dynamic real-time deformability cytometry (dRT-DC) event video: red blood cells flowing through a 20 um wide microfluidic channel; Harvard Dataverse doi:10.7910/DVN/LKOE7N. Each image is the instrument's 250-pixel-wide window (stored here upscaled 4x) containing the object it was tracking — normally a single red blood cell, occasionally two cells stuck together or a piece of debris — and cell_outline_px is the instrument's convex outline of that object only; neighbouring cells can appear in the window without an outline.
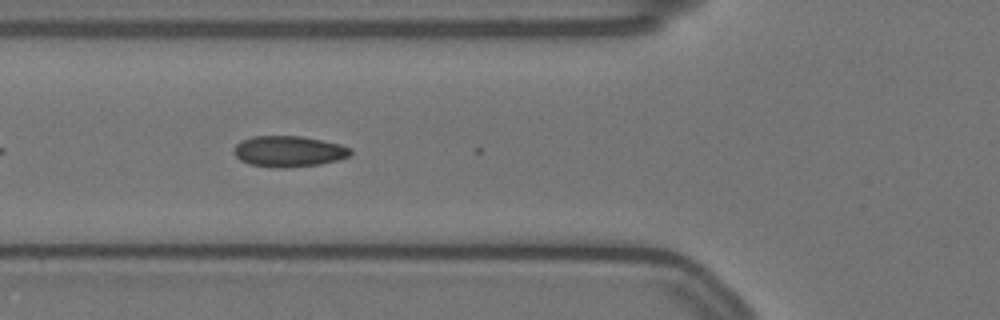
{"species": "Egyptian fruit bat (a non-hibernating species)", "species_latin": "Rousettus aegyptiacus", "temperature_condition": "warm", "stored_images_in_passage": 11, "camera_frame_rate_fps": 3000, "um_per_image_px": 0.085, "animal": {"sex": "female"}, "frame": {"image": 1, "passage_image": 3, "time_ms": 0.667, "image_size_px": [1000, 320], "cell_outline_px": [[352, 152], [348, 156], [336, 160], [320, 164], [284, 168], [276, 168], [252, 164], [240, 160], [232, 152], [236, 144], [240, 140], [252, 136], [300, 136], [340, 144], [352, 148]], "centroid_in_image_um": [24.51, 12.86], "position_along_channel_um": 101.3, "area_um2": 20.98}}
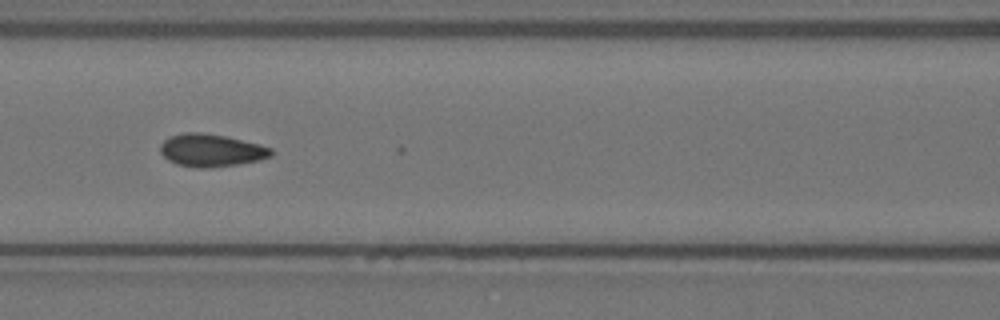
{"frame": {"image": 2, "passage_image": 7, "time_ms": 2.0, "image_size_px": [1000, 320], "cell_outline_px": [[272, 156], [260, 160], [240, 164], [208, 168], [196, 168], [176, 164], [168, 160], [160, 152], [160, 144], [164, 140], [172, 136], [184, 132], [200, 132], [224, 136], [260, 144], [272, 148]], "centroid_in_image_um": [17.95, 12.79], "position_along_channel_um": 148.6, "area_um2": 21.15}}